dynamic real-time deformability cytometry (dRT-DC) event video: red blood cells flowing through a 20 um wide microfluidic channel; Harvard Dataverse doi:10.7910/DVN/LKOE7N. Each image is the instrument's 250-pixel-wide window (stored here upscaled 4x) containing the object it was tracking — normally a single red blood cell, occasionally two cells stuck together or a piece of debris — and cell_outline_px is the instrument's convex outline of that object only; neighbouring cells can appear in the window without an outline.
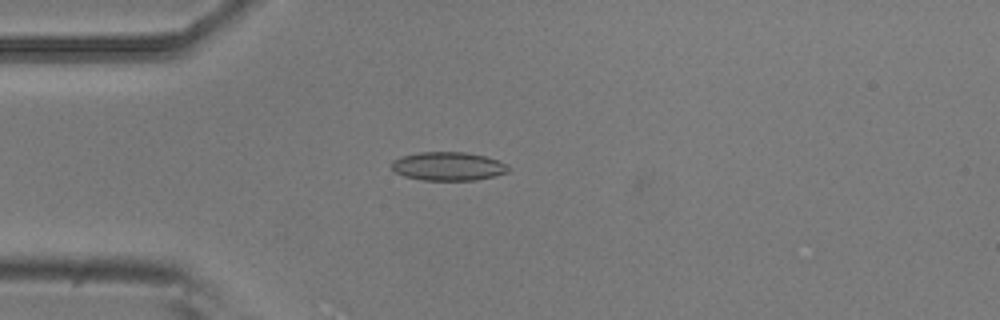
{"species": "common noctule bat (a hibernating species)", "species_latin": "Nyctalus noctula", "temperature_condition": "room temperature", "stored_images_in_passage": 41, "camera_frame_rate_fps": 3000, "um_per_image_px": 0.085, "animal": {"sex": "male", "body_mass_g": 20.5, "forearm_length_mm": 52.5}, "frame": {"image": 1, "passage_image": 1, "time_ms": 0.0, "image_size_px": [1000, 320], "cell_outline_px": [[512, 168], [508, 172], [496, 176], [476, 180], [424, 180], [404, 176], [396, 172], [392, 168], [392, 160], [400, 156], [420, 152], [464, 152], [484, 156], [496, 160]], "centroid_in_image_um": [38.09, 14.13], "position_along_channel_um": 46.9, "area_um2": 19.42}}
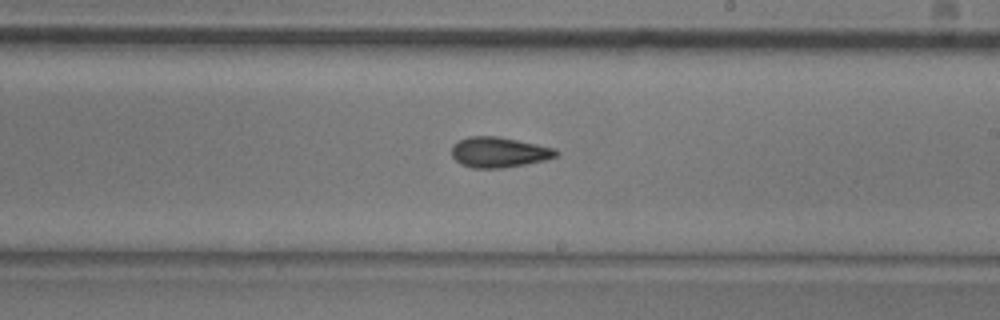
{"frame": {"image": 2, "passage_image": 18, "time_ms": 5.667, "image_size_px": [1000, 320], "cell_outline_px": [[560, 152], [556, 156], [544, 160], [524, 164], [500, 168], [472, 168], [460, 164], [452, 156], [452, 144], [456, 140], [468, 136], [496, 136], [556, 148]], "centroid_in_image_um": [42.37, 12.93], "position_along_channel_um": 246.6, "area_um2": 18.5}}
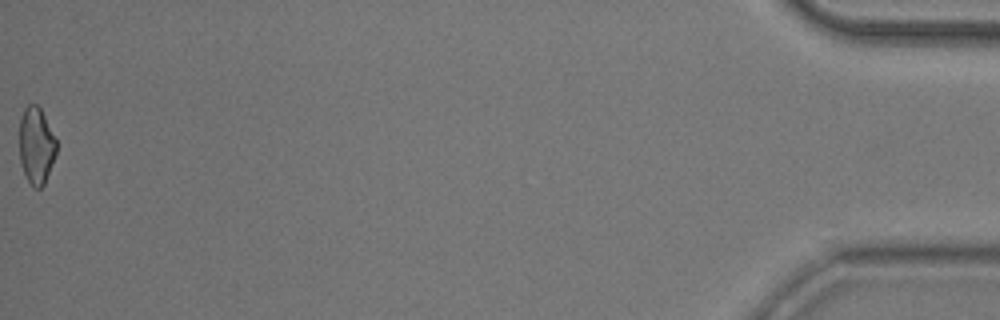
{"frame": {"image": 3, "passage_image": 41, "time_ms": 13.333, "image_size_px": [1000, 320], "cell_outline_px": [[56, 156], [44, 184], [40, 188], [32, 188], [20, 164], [20, 116], [24, 108], [28, 104], [36, 104], [40, 108], [56, 140]], "centroid_in_image_um": [3.07, 12.39], "position_along_channel_um": 432.1, "area_um2": 16.53}, "authors_computed_cell_mechanics": {"area_um2": 17.7446, "velocity_mm_per_s": 3.7424, "shape_relaxation_time_tau1_ms": 6.1589, "shape_relaxation_time_tau2_ms": 2.6232, "deformation_change_tau1": 0.1481, "deformation_change_tau2": 0.1024}}